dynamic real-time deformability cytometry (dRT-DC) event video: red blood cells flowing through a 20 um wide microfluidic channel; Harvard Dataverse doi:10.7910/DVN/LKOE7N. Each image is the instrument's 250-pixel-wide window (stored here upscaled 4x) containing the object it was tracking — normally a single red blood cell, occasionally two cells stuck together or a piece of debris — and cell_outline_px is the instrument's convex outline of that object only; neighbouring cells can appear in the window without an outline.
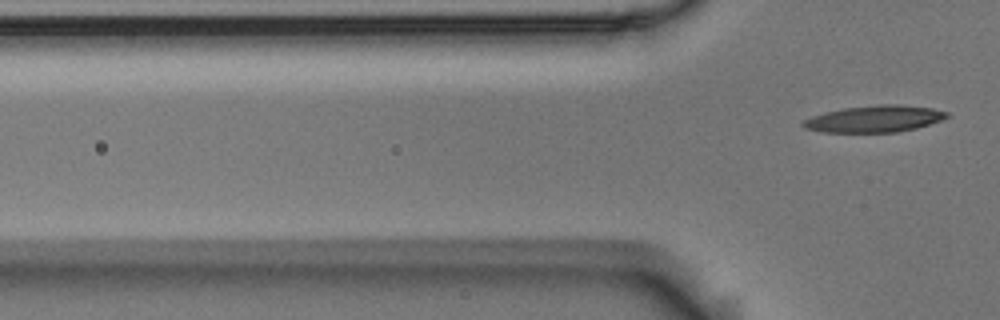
{"species": "Egyptian fruit bat (a non-hibernating species)", "species_latin": "Rousettus aegyptiacus", "temperature_condition": "room temperature", "stored_images_in_passage": 3, "segment_of_instrument_passage": [2, 2], "camera_frame_rate_fps": 3000, "um_per_image_px": 0.085, "animal": {"sex": "male"}, "frame": {"image": 1, "passage_image": 3, "time_ms": 0.667, "image_size_px": [1000, 320], "cell_outline_px": [[948, 116], [940, 120], [916, 128], [896, 132], [824, 132], [804, 128], [800, 124], [804, 120], [812, 116], [824, 112], [844, 108], [880, 104], [900, 104], [932, 108], [948, 112]], "centroid_in_image_um": [74.3, 10.1], "position_along_channel_um": 51.5, "area_um2": 22.25}}